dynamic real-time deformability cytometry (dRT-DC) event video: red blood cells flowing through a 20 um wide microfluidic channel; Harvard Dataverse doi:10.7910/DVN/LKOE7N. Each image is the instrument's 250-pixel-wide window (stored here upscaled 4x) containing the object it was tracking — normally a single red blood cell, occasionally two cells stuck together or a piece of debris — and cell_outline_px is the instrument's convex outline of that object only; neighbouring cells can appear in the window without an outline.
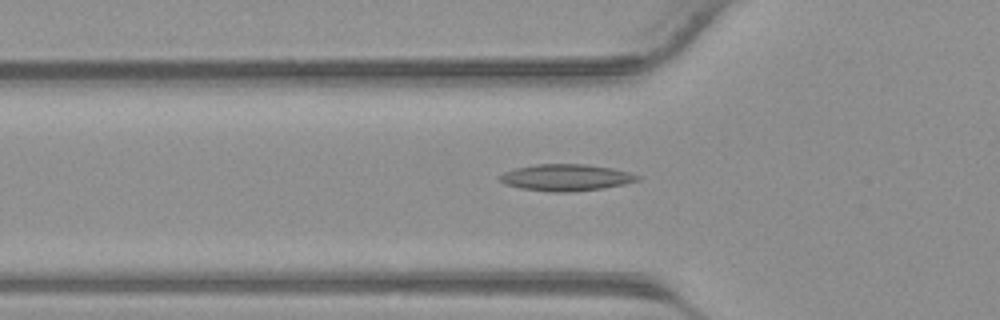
{"species": "common noctule bat (a hibernating species)", "species_latin": "Nyctalus noctula", "temperature_condition": "warm", "stored_images_in_passage": 32, "camera_frame_rate_fps": 3000, "um_per_image_px": 0.085, "animal": {"sex": "male", "body_mass_g": 23.1, "forearm_length_mm": 52.7}, "frame": {"image": 1, "passage_image": 5, "time_ms": 1.333, "image_size_px": [1000, 320], "cell_outline_px": [[640, 180], [624, 184], [604, 188], [572, 192], [552, 192], [520, 188], [504, 184], [496, 176], [504, 172], [516, 168], [536, 164], [588, 164], [612, 168], [628, 172], [640, 176]], "centroid_in_image_um": [48.1, 15.09], "position_along_channel_um": 77.7, "area_um2": 21.5}}
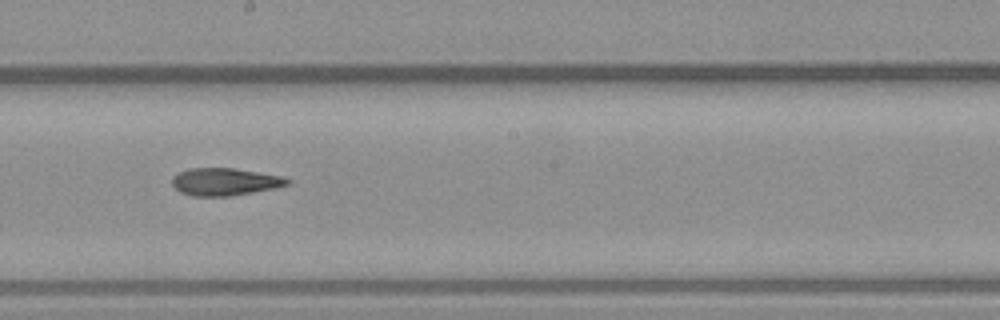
{"frame": {"image": 2, "passage_image": 14, "time_ms": 4.333, "image_size_px": [1000, 320], "cell_outline_px": [[292, 180], [288, 184], [276, 188], [228, 196], [192, 196], [180, 192], [172, 184], [172, 176], [188, 168], [232, 168], [280, 176]], "centroid_in_image_um": [19.08, 15.45], "position_along_channel_um": 229.1, "area_um2": 18.26}}
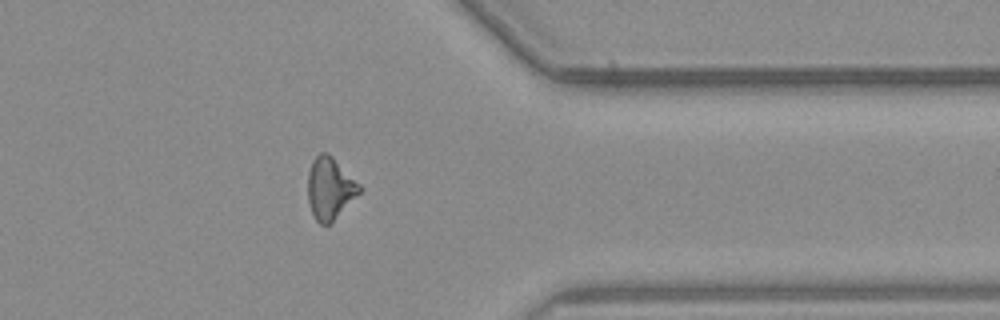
{"frame": {"image": 3, "passage_image": 24, "time_ms": 7.667, "image_size_px": [1000, 320], "cell_outline_px": [[364, 188], [328, 224], [320, 224], [316, 220], [312, 212], [308, 200], [308, 172], [312, 160], [320, 152], [328, 152]], "centroid_in_image_um": [28.03, 15.96], "position_along_channel_um": 383.4, "area_um2": 18.32}}